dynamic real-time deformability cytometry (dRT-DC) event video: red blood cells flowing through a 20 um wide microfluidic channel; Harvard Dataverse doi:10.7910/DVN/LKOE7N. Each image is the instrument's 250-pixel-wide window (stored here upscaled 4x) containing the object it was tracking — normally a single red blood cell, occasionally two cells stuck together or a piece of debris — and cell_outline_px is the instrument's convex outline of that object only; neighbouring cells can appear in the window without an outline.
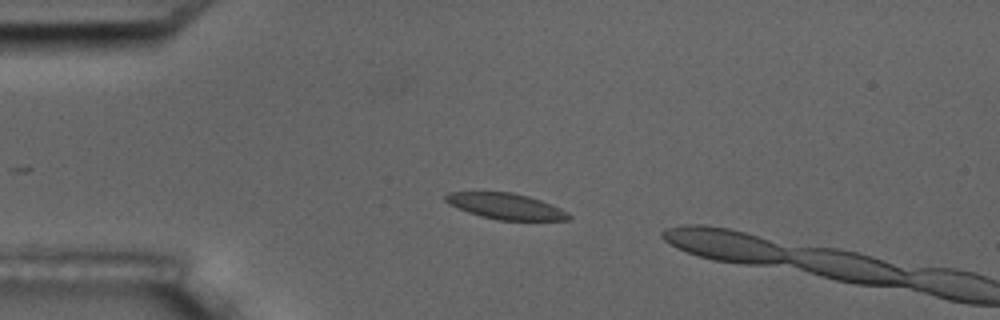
{"species": "common noctule bat (a hibernating species)", "species_latin": "Nyctalus noctula", "temperature_condition": "room temperature", "stored_images_in_passage": 4, "camera_frame_rate_fps": 3000, "um_per_image_px": 0.085, "animal": {"sex": "male", "body_mass_g": 17.5, "forearm_length_mm": 52.3}, "frame": {"image": 1, "passage_image": 3, "time_ms": 2.333, "image_size_px": [1000, 320], "cell_outline_px": [[572, 216], [568, 220], [496, 220], [480, 216], [468, 212], [448, 204], [444, 200], [444, 196], [448, 192], [512, 192], [528, 196], [540, 200], [560, 208], [568, 212]], "centroid_in_image_um": [42.97, 17.53], "position_along_channel_um": 42.0, "area_um2": 18.61}}